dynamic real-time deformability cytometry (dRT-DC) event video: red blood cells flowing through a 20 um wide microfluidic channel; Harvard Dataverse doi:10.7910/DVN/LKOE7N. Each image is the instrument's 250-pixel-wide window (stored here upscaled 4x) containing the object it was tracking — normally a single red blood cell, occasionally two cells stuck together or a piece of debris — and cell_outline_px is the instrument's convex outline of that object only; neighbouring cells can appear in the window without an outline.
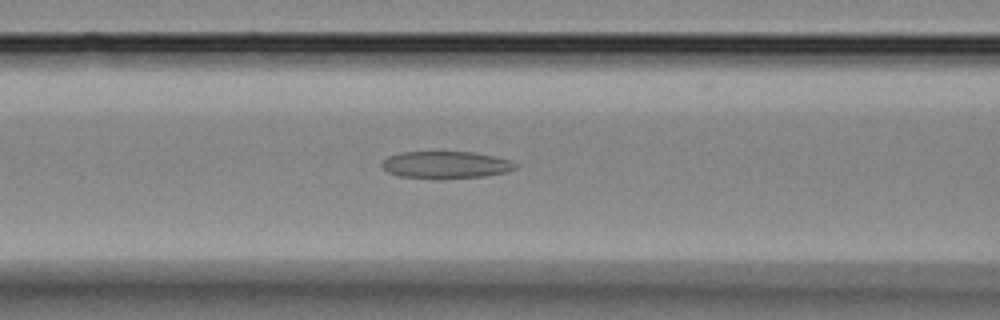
{"species": "Egyptian fruit bat (a non-hibernating species)", "species_latin": "Rousettus aegyptiacus", "temperature_condition": "room temperature", "stored_images_in_passage": 31, "camera_frame_rate_fps": 3000, "um_per_image_px": 0.085, "animal": {"sex": "female"}, "frame": {"image": 1, "passage_image": 17, "time_ms": 5.333, "image_size_px": [1000, 320], "cell_outline_px": [[520, 164], [516, 168], [508, 172], [484, 176], [400, 176], [388, 172], [380, 164], [388, 156], [400, 152], [472, 152], [512, 160]], "centroid_in_image_um": [37.95, 13.97], "position_along_channel_um": 128.6, "area_um2": 20.29}}
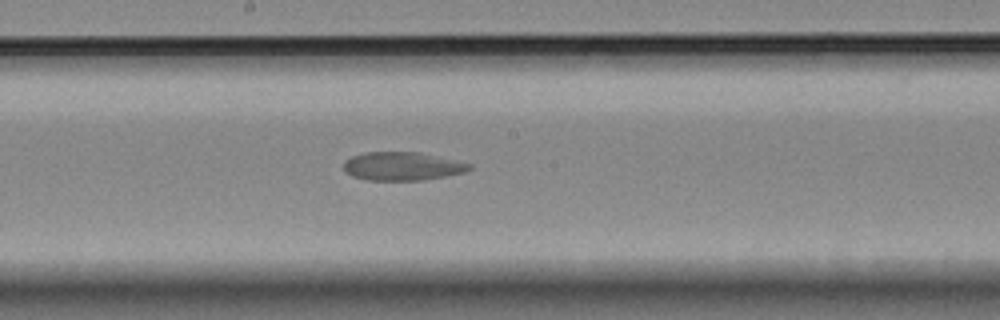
{"frame": {"image": 2, "passage_image": 23, "time_ms": 7.333, "image_size_px": [1000, 320], "cell_outline_px": [[472, 168], [464, 172], [444, 176], [420, 180], [368, 180], [352, 176], [344, 168], [344, 160], [352, 156], [364, 152], [420, 152], [472, 164]], "centroid_in_image_um": [34.18, 14.12], "position_along_channel_um": 214.0, "area_um2": 20.63}}
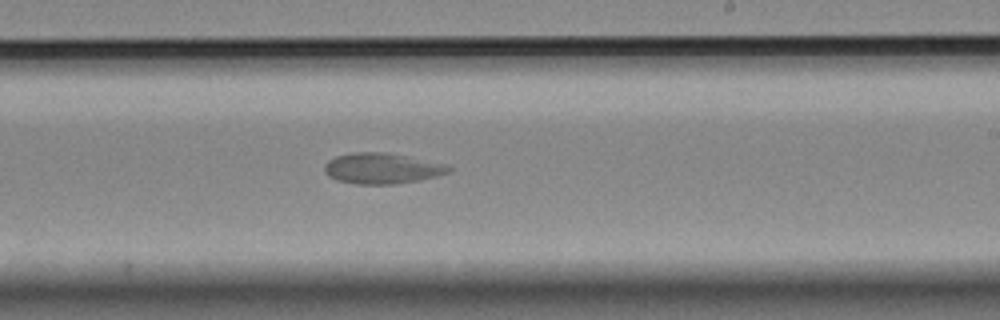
{"frame": {"image": 3, "passage_image": 26, "time_ms": 8.333, "image_size_px": [1000, 320], "cell_outline_px": [[452, 172], [420, 180], [396, 184], [356, 184], [336, 180], [328, 176], [324, 172], [324, 164], [328, 160], [336, 156], [352, 152], [384, 152], [448, 164], [452, 168]], "centroid_in_image_um": [32.47, 14.32], "position_along_channel_um": 256.5, "area_um2": 22.43}}